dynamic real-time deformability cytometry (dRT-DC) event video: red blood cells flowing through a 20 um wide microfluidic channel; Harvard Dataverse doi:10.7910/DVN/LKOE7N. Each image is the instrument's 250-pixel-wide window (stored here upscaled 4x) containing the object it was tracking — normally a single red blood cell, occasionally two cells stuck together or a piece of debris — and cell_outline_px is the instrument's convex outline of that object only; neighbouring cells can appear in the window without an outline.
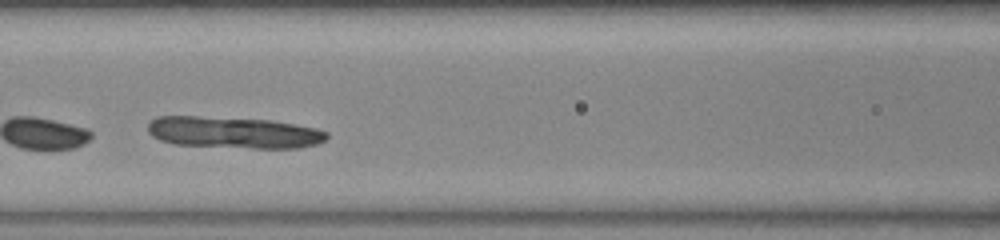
{"species": "common noctule bat (a hibernating species)", "species_latin": "Nyctalus noctula", "temperature_condition": "warm", "stored_images_in_passage": 20, "camera_frame_rate_fps": 3000, "um_per_image_px": 0.085, "animal": {"sex": "female", "body_mass_g": 23.0, "forearm_length_mm": 53.4}, "frame": {"image": 1, "passage_image": 14, "time_ms": 4.333, "image_size_px": [1000, 240], "cell_outline_px": [[328, 136], [324, 140], [316, 144], [300, 148], [252, 148], [176, 144], [160, 140], [152, 136], [148, 132], [148, 124], [156, 116], [196, 116], [272, 120], [316, 128], [328, 132]], "centroid_in_image_um": [19.86, 11.26], "position_along_channel_um": 146.7, "area_um2": 32.89}}